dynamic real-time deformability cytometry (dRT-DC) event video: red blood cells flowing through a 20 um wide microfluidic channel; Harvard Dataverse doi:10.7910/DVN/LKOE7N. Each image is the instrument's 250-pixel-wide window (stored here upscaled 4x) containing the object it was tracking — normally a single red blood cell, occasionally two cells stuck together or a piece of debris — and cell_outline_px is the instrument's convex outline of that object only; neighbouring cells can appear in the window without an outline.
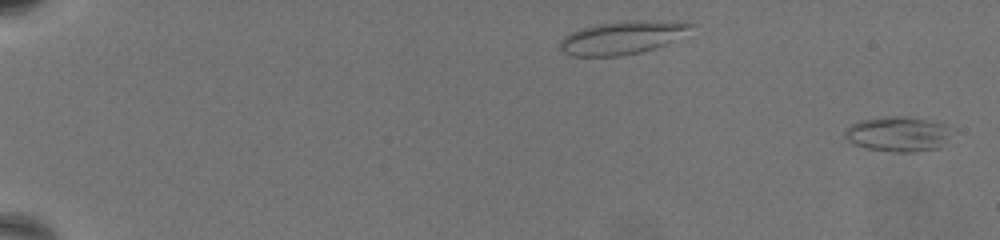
{"species": "common noctule bat (a hibernating species)", "species_latin": "Nyctalus noctula", "temperature_condition": "warm", "stored_images_in_passage": 24, "camera_frame_rate_fps": 3000, "um_per_image_px": 0.085, "animal": {"sex": "female", "body_mass_g": 19.5, "forearm_length_mm": 54.1}, "frame": {"image": 1, "passage_image": 2, "time_ms": 0.333, "image_size_px": [1000, 240], "cell_outline_px": [[948, 136], [940, 148], [912, 152], [892, 152], [864, 148], [852, 144], [844, 136], [844, 132], [852, 124], [860, 120], [888, 116], [900, 116], [924, 120], [944, 124]], "centroid_in_image_um": [76.23, 11.42], "position_along_channel_um": 8.8, "area_um2": 21.39}}
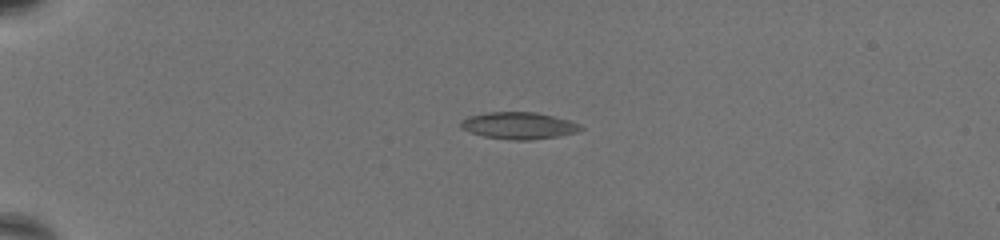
{"frame": {"image": 2, "passage_image": 20, "time_ms": 6.333, "image_size_px": [1000, 240], "cell_outline_px": [[584, 128], [576, 132], [556, 136], [532, 140], [512, 140], [484, 136], [460, 128], [460, 120], [468, 116], [488, 112], [536, 112], [568, 120], [580, 124]], "centroid_in_image_um": [44.07, 10.67], "position_along_channel_um": 40.9, "area_um2": 18.67}}